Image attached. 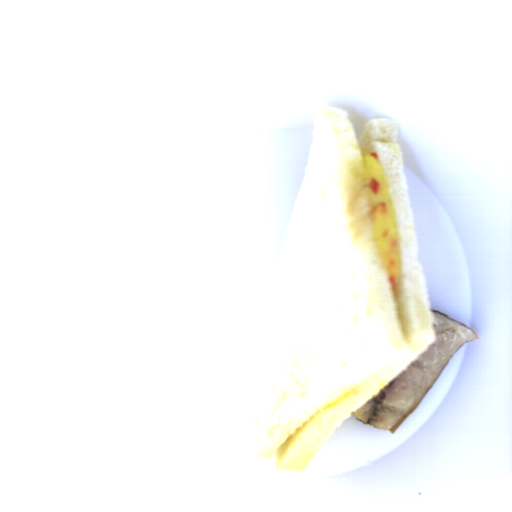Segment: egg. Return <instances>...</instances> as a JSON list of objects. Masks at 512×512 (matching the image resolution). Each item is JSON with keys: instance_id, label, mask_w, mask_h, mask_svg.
Listing matches in <instances>:
<instances>
[{"instance_id": "d2b9013d", "label": "egg", "mask_w": 512, "mask_h": 512, "mask_svg": "<svg viewBox=\"0 0 512 512\" xmlns=\"http://www.w3.org/2000/svg\"><path fill=\"white\" fill-rule=\"evenodd\" d=\"M372 230L389 290L396 292L402 259L389 181L381 162L368 151L361 154Z\"/></svg>"}]
</instances>
